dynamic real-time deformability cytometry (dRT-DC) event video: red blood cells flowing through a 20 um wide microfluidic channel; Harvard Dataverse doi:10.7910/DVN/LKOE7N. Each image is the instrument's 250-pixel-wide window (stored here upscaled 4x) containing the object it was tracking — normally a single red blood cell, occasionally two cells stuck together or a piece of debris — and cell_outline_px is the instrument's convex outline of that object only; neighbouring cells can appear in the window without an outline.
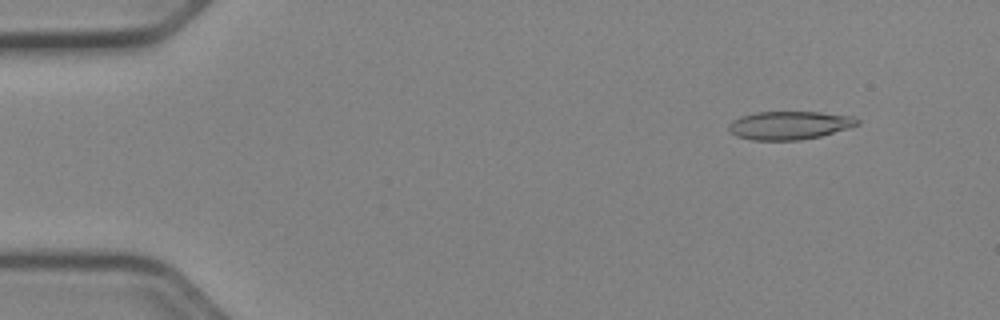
{"species": "Egyptian fruit bat (a non-hibernating species)", "species_latin": "Rousettus aegyptiacus", "temperature_condition": "cold", "stored_images_in_passage": 51, "camera_frame_rate_fps": 3000, "um_per_image_px": 0.085, "animal": {"sex": "female"}, "frame": {"image": 1, "passage_image": 5, "time_ms": 1.333, "image_size_px": [1000, 320], "cell_outline_px": [[860, 124], [848, 128], [820, 136], [800, 140], [752, 140], [736, 136], [728, 128], [732, 120], [740, 116], [756, 112], [820, 112], [852, 116], [860, 120]], "centroid_in_image_um": [67.1, 10.65], "position_along_channel_um": 17.9, "area_um2": 21.15}}
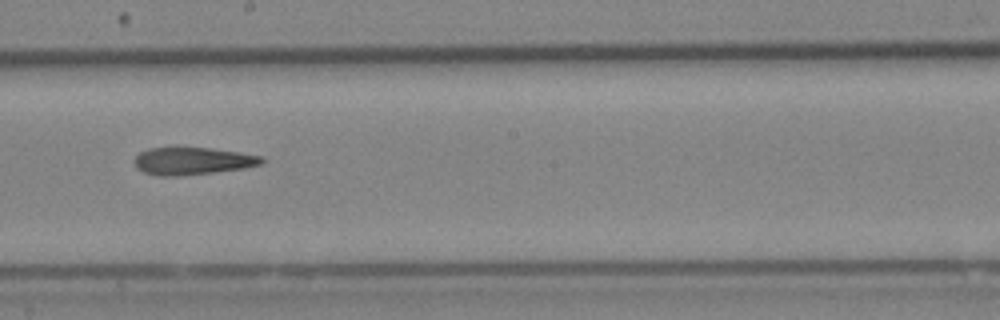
{"frame": {"image": 2, "passage_image": 29, "time_ms": 9.333, "image_size_px": [1000, 320], "cell_outline_px": [[264, 160], [260, 164], [244, 168], [180, 176], [160, 176], [144, 172], [136, 168], [132, 160], [140, 152], [148, 148], [176, 144], [208, 148], [236, 152], [260, 156]], "centroid_in_image_um": [16.23, 13.64], "position_along_channel_um": 232.0, "area_um2": 20.92}}
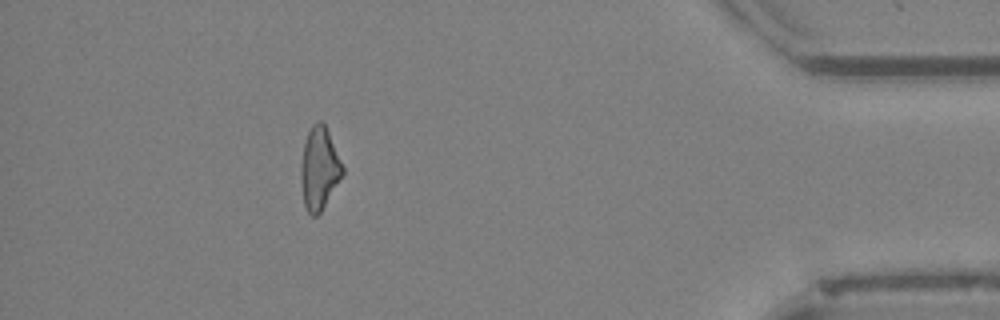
{"frame": {"image": 3, "passage_image": 46, "time_ms": 15.0, "image_size_px": [1000, 320], "cell_outline_px": [[344, 172], [320, 212], [316, 216], [312, 216], [308, 212], [304, 204], [300, 180], [300, 168], [304, 140], [312, 124], [316, 120], [320, 120], [324, 124], [328, 132], [344, 168]], "centroid_in_image_um": [27.11, 14.3], "position_along_channel_um": 408.1, "area_um2": 19.83}}